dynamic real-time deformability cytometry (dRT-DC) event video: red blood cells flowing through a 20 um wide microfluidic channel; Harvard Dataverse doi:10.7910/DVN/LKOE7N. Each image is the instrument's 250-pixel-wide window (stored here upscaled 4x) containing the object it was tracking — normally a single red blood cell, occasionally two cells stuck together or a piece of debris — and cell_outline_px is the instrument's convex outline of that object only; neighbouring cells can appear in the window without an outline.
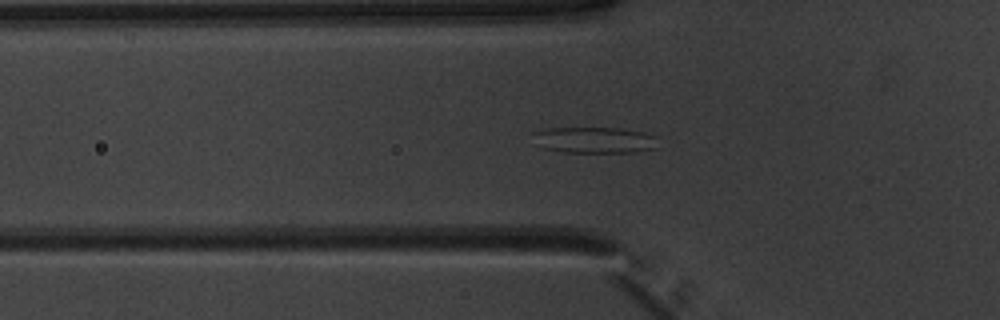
{"species": "common noctule bat (a hibernating species)", "species_latin": "Nyctalus noctula", "temperature_condition": "warm", "stored_images_in_passage": 22, "camera_frame_rate_fps": 3000, "um_per_image_px": 0.085, "animal": {"sex": "male", "body_mass_g": 20.1, "forearm_length_mm": 53.5}, "frame": {"image": 1, "passage_image": 2, "time_ms": 0.333, "image_size_px": [1000, 320], "cell_outline_px": [[660, 148], [636, 152], [560, 152], [540, 148], [532, 132], [548, 128], [620, 128], [644, 132], [656, 136]], "centroid_in_image_um": [50.59, 11.91], "position_along_channel_um": 75.2, "area_um2": 19.36}}
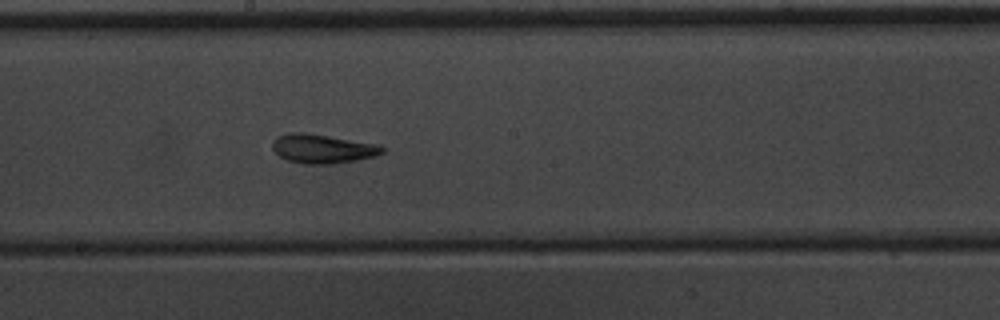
{"frame": {"image": 2, "passage_image": 13, "time_ms": 4.0, "image_size_px": [1000, 320], "cell_outline_px": [[384, 152], [376, 156], [356, 160], [332, 164], [304, 164], [288, 160], [280, 156], [272, 148], [272, 140], [276, 136], [288, 132], [304, 132], [380, 144], [384, 148]], "centroid_in_image_um": [27.41, 12.63], "position_along_channel_um": 220.8, "area_um2": 18.79}}
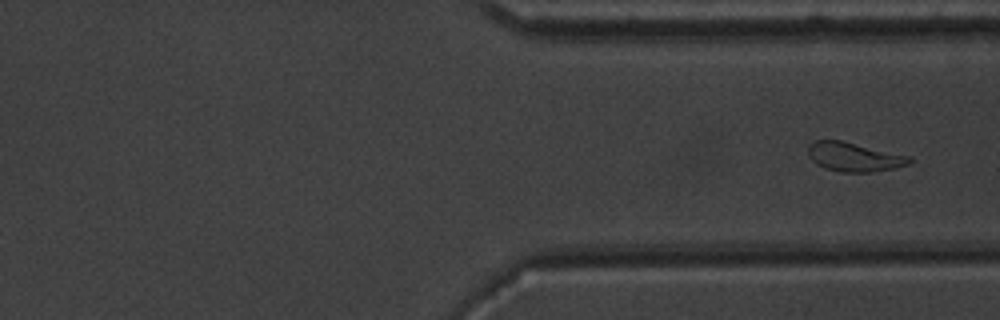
{"frame": {"image": 3, "passage_image": 22, "time_ms": 7.0, "image_size_px": [1000, 320], "cell_outline_px": [[916, 160], [912, 164], [896, 168], [872, 172], [840, 172], [824, 168], [816, 164], [808, 156], [808, 148], [816, 140], [840, 140], [912, 156]], "centroid_in_image_um": [72.69, 13.35], "position_along_channel_um": 338.7, "area_um2": 17.46}}